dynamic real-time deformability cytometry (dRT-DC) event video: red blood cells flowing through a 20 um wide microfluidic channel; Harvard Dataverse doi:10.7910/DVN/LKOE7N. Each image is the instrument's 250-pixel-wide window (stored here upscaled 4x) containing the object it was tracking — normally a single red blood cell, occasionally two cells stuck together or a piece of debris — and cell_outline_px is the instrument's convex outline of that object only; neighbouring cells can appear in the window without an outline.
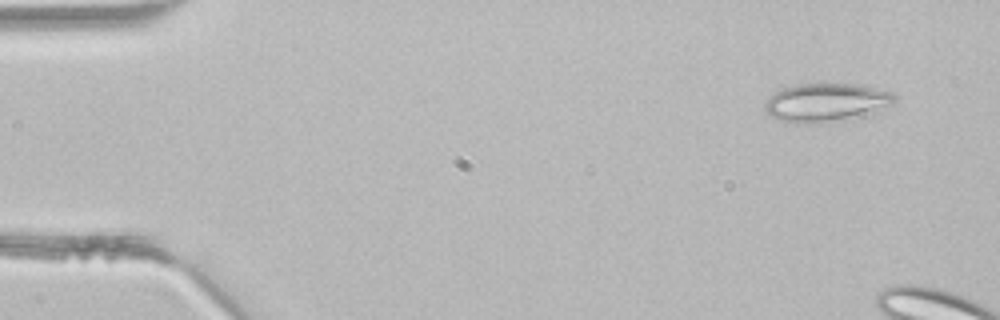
{"species": "common noctule bat (a hibernating species)", "species_latin": "Nyctalus noctula", "temperature_condition": "room temperature", "stored_images_in_passage": 4, "camera_frame_rate_fps": 3000, "um_per_image_px": 0.085, "animal": {"sex": "male", "body_mass_g": 21.5, "forearm_length_mm": 52.0}, "frame": {"image": 1, "passage_image": 1, "time_ms": 0.0, "image_size_px": [1000, 320], "cell_outline_px": [[896, 100], [892, 104], [876, 112], [824, 124], [792, 124], [780, 120], [772, 116], [764, 108], [764, 104], [768, 96], [792, 84], [820, 80], [860, 84], [892, 92], [896, 96]], "centroid_in_image_um": [70.21, 8.67], "position_along_channel_um": 14.8, "area_um2": 30.46}}